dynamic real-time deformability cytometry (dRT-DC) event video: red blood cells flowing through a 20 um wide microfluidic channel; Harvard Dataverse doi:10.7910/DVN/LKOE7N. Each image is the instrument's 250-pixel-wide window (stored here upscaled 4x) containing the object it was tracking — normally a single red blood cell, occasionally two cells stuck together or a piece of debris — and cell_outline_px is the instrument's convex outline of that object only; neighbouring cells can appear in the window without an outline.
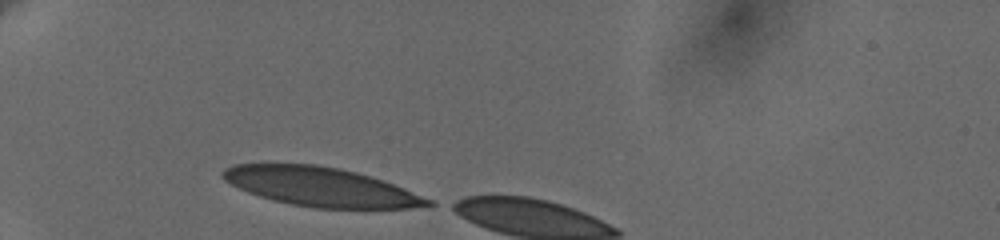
{"species": "human", "species_latin": "Homo sapiens", "temperature_condition": "cold", "stored_images_in_passage": 7, "camera_frame_rate_fps": 3000, "um_per_image_px": 0.085, "donor": {"sex": "female"}, "frame": {"image": 1, "passage_image": 1, "time_ms": 0.0, "image_size_px": [1000, 240], "cell_outline_px": [[440, 204], [432, 208], [316, 208], [292, 204], [272, 200], [248, 192], [224, 180], [220, 176], [220, 172], [224, 168], [232, 164], [316, 164], [340, 168], [356, 172], [404, 188], [432, 200]], "centroid_in_image_um": [27.3, 15.89], "position_along_channel_um": 57.7, "area_um2": 46.7}}